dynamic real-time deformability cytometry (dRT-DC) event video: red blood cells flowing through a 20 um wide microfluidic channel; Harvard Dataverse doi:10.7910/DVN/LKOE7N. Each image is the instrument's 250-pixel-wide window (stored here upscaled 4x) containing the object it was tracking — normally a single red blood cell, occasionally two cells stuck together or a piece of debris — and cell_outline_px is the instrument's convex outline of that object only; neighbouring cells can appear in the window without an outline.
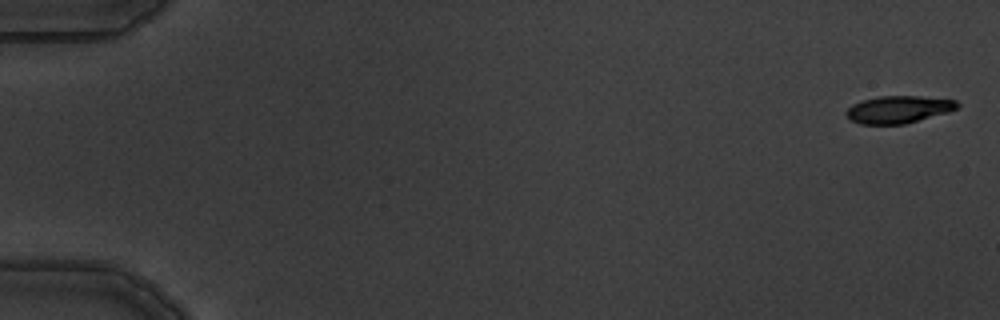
{"species": "common noctule bat (a hibernating species)", "species_latin": "Nyctalus noctula", "temperature_condition": "warm", "stored_images_in_passage": 10, "camera_frame_rate_fps": 3000, "um_per_image_px": 0.085, "animal": {"sex": "male", "body_mass_g": 19.5, "forearm_length_mm": 54.6}, "frame": {"image": 1, "passage_image": 1, "time_ms": 0.0, "image_size_px": [1000, 320], "cell_outline_px": [[960, 104], [956, 108], [948, 112], [904, 124], [860, 124], [852, 120], [844, 112], [852, 104], [864, 100], [880, 96], [920, 96], [956, 100]], "centroid_in_image_um": [76.37, 9.3], "position_along_channel_um": 8.6, "area_um2": 17.51}}
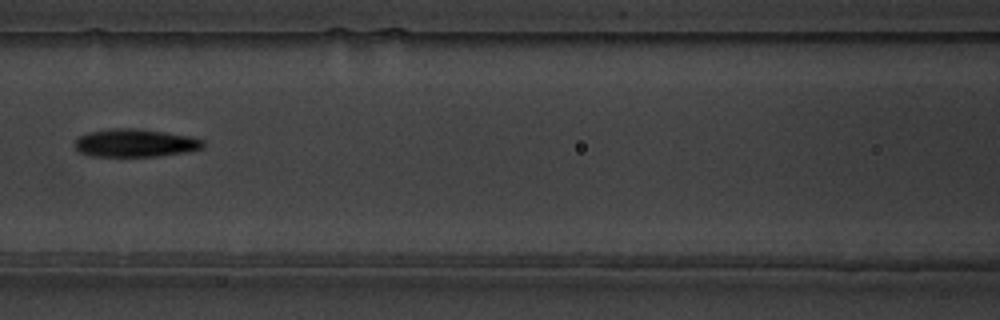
{"frame": {"image": 2, "passage_image": 8, "time_ms": 8.0, "image_size_px": [1000, 320], "cell_outline_px": [[204, 148], [188, 152], [160, 156], [92, 156], [80, 152], [72, 144], [80, 136], [88, 132], [112, 128], [136, 128], [192, 136], [204, 140]], "centroid_in_image_um": [11.52, 12.15], "position_along_channel_um": 155.1, "area_um2": 21.1}}
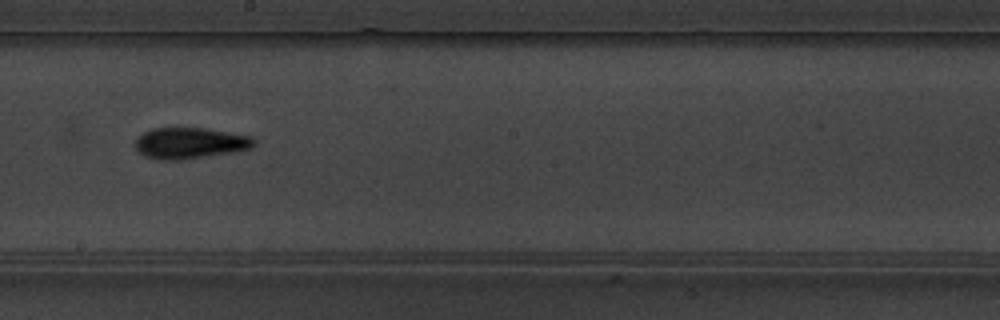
{"frame": {"image": 3, "passage_image": 10, "time_ms": 10.0, "image_size_px": [1000, 320], "cell_outline_px": [[256, 144], [252, 148], [232, 152], [180, 160], [156, 160], [144, 156], [136, 148], [136, 140], [144, 132], [152, 128], [204, 128], [252, 136], [256, 140]], "centroid_in_image_um": [16.17, 12.17], "position_along_channel_um": 232.0, "area_um2": 21.5}}